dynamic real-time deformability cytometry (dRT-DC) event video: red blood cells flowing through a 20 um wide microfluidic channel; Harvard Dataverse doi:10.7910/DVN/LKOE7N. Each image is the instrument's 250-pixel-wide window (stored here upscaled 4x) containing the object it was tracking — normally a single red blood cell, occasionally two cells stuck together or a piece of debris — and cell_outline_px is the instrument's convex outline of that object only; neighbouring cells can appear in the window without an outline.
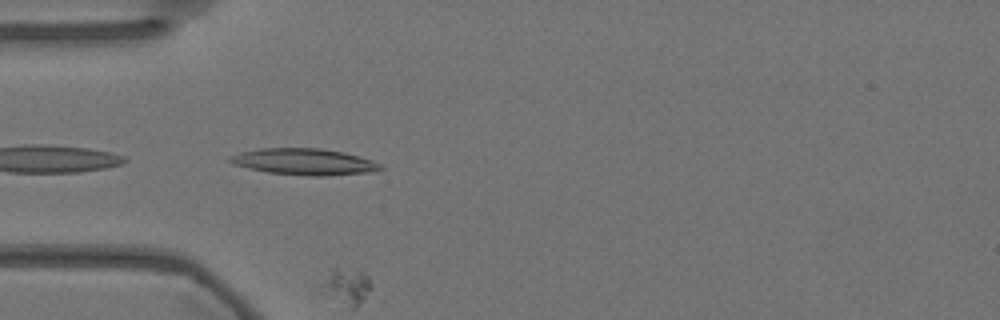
{"species": "Egyptian fruit bat (a non-hibernating species)", "species_latin": "Rousettus aegyptiacus", "temperature_condition": "warm", "stored_images_in_passage": 37, "segment_of_instrument_passage": [1, 2], "camera_frame_rate_fps": 3000, "um_per_image_px": 0.085, "animal": {"sex": "female"}, "frame": {"image": 1, "passage_image": 1, "time_ms": 0.0, "image_size_px": [1000, 320], "cell_outline_px": [[384, 168], [372, 172], [324, 176], [308, 176], [268, 172], [248, 168], [232, 164], [228, 160], [228, 156], [240, 152], [260, 148], [320, 148], [344, 152], [372, 160], [380, 164]], "centroid_in_image_um": [25.84, 13.75], "position_along_channel_um": 59.2, "area_um2": 23.24}}